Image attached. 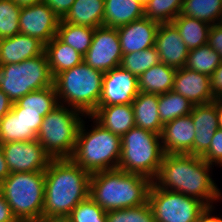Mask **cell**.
<instances>
[{
	"instance_id": "36",
	"label": "cell",
	"mask_w": 222,
	"mask_h": 222,
	"mask_svg": "<svg viewBox=\"0 0 222 222\" xmlns=\"http://www.w3.org/2000/svg\"><path fill=\"white\" fill-rule=\"evenodd\" d=\"M106 222H155L149 203L106 212Z\"/></svg>"
},
{
	"instance_id": "18",
	"label": "cell",
	"mask_w": 222,
	"mask_h": 222,
	"mask_svg": "<svg viewBox=\"0 0 222 222\" xmlns=\"http://www.w3.org/2000/svg\"><path fill=\"white\" fill-rule=\"evenodd\" d=\"M160 23L143 17L117 28L122 54L154 47Z\"/></svg>"
},
{
	"instance_id": "20",
	"label": "cell",
	"mask_w": 222,
	"mask_h": 222,
	"mask_svg": "<svg viewBox=\"0 0 222 222\" xmlns=\"http://www.w3.org/2000/svg\"><path fill=\"white\" fill-rule=\"evenodd\" d=\"M45 44L35 37L16 34L0 39V65L16 64L43 54Z\"/></svg>"
},
{
	"instance_id": "51",
	"label": "cell",
	"mask_w": 222,
	"mask_h": 222,
	"mask_svg": "<svg viewBox=\"0 0 222 222\" xmlns=\"http://www.w3.org/2000/svg\"><path fill=\"white\" fill-rule=\"evenodd\" d=\"M137 1L140 2L142 5H145L148 0H137Z\"/></svg>"
},
{
	"instance_id": "39",
	"label": "cell",
	"mask_w": 222,
	"mask_h": 222,
	"mask_svg": "<svg viewBox=\"0 0 222 222\" xmlns=\"http://www.w3.org/2000/svg\"><path fill=\"white\" fill-rule=\"evenodd\" d=\"M11 111L21 116L26 126V141L37 139V133L44 118L42 111L24 110L17 102L13 103Z\"/></svg>"
},
{
	"instance_id": "26",
	"label": "cell",
	"mask_w": 222,
	"mask_h": 222,
	"mask_svg": "<svg viewBox=\"0 0 222 222\" xmlns=\"http://www.w3.org/2000/svg\"><path fill=\"white\" fill-rule=\"evenodd\" d=\"M176 69L159 62L138 77L139 92L164 94L172 91Z\"/></svg>"
},
{
	"instance_id": "45",
	"label": "cell",
	"mask_w": 222,
	"mask_h": 222,
	"mask_svg": "<svg viewBox=\"0 0 222 222\" xmlns=\"http://www.w3.org/2000/svg\"><path fill=\"white\" fill-rule=\"evenodd\" d=\"M12 106L13 102L8 98V95L0 89V121L12 109Z\"/></svg>"
},
{
	"instance_id": "12",
	"label": "cell",
	"mask_w": 222,
	"mask_h": 222,
	"mask_svg": "<svg viewBox=\"0 0 222 222\" xmlns=\"http://www.w3.org/2000/svg\"><path fill=\"white\" fill-rule=\"evenodd\" d=\"M10 173L45 171L53 160L36 140L1 144Z\"/></svg>"
},
{
	"instance_id": "33",
	"label": "cell",
	"mask_w": 222,
	"mask_h": 222,
	"mask_svg": "<svg viewBox=\"0 0 222 222\" xmlns=\"http://www.w3.org/2000/svg\"><path fill=\"white\" fill-rule=\"evenodd\" d=\"M184 0H148L144 15L158 23H172L181 13Z\"/></svg>"
},
{
	"instance_id": "10",
	"label": "cell",
	"mask_w": 222,
	"mask_h": 222,
	"mask_svg": "<svg viewBox=\"0 0 222 222\" xmlns=\"http://www.w3.org/2000/svg\"><path fill=\"white\" fill-rule=\"evenodd\" d=\"M148 203L155 222H197L200 214L207 208L197 198L163 190L153 182L148 193Z\"/></svg>"
},
{
	"instance_id": "5",
	"label": "cell",
	"mask_w": 222,
	"mask_h": 222,
	"mask_svg": "<svg viewBox=\"0 0 222 222\" xmlns=\"http://www.w3.org/2000/svg\"><path fill=\"white\" fill-rule=\"evenodd\" d=\"M104 73L84 61L54 78L58 102L90 116L98 107Z\"/></svg>"
},
{
	"instance_id": "42",
	"label": "cell",
	"mask_w": 222,
	"mask_h": 222,
	"mask_svg": "<svg viewBox=\"0 0 222 222\" xmlns=\"http://www.w3.org/2000/svg\"><path fill=\"white\" fill-rule=\"evenodd\" d=\"M74 2L75 0H43V3L47 4L61 19L70 10Z\"/></svg>"
},
{
	"instance_id": "1",
	"label": "cell",
	"mask_w": 222,
	"mask_h": 222,
	"mask_svg": "<svg viewBox=\"0 0 222 222\" xmlns=\"http://www.w3.org/2000/svg\"><path fill=\"white\" fill-rule=\"evenodd\" d=\"M210 168L212 165L199 156L165 154L152 182L163 190L197 198L210 207L222 199L221 190L210 175Z\"/></svg>"
},
{
	"instance_id": "32",
	"label": "cell",
	"mask_w": 222,
	"mask_h": 222,
	"mask_svg": "<svg viewBox=\"0 0 222 222\" xmlns=\"http://www.w3.org/2000/svg\"><path fill=\"white\" fill-rule=\"evenodd\" d=\"M17 103L24 108V110L42 111L43 117L59 105L54 85L32 91L20 98Z\"/></svg>"
},
{
	"instance_id": "14",
	"label": "cell",
	"mask_w": 222,
	"mask_h": 222,
	"mask_svg": "<svg viewBox=\"0 0 222 222\" xmlns=\"http://www.w3.org/2000/svg\"><path fill=\"white\" fill-rule=\"evenodd\" d=\"M138 93V77L118 66L104 73L98 106L132 104Z\"/></svg>"
},
{
	"instance_id": "46",
	"label": "cell",
	"mask_w": 222,
	"mask_h": 222,
	"mask_svg": "<svg viewBox=\"0 0 222 222\" xmlns=\"http://www.w3.org/2000/svg\"><path fill=\"white\" fill-rule=\"evenodd\" d=\"M215 206L207 207L199 216L197 222H222V218L211 215Z\"/></svg>"
},
{
	"instance_id": "6",
	"label": "cell",
	"mask_w": 222,
	"mask_h": 222,
	"mask_svg": "<svg viewBox=\"0 0 222 222\" xmlns=\"http://www.w3.org/2000/svg\"><path fill=\"white\" fill-rule=\"evenodd\" d=\"M0 191L19 222L42 220L45 172L10 173L0 183Z\"/></svg>"
},
{
	"instance_id": "49",
	"label": "cell",
	"mask_w": 222,
	"mask_h": 222,
	"mask_svg": "<svg viewBox=\"0 0 222 222\" xmlns=\"http://www.w3.org/2000/svg\"><path fill=\"white\" fill-rule=\"evenodd\" d=\"M13 1L20 7L31 6L43 2V0H13Z\"/></svg>"
},
{
	"instance_id": "7",
	"label": "cell",
	"mask_w": 222,
	"mask_h": 222,
	"mask_svg": "<svg viewBox=\"0 0 222 222\" xmlns=\"http://www.w3.org/2000/svg\"><path fill=\"white\" fill-rule=\"evenodd\" d=\"M161 137L152 131L133 127L121 137L118 169L154 180L165 152Z\"/></svg>"
},
{
	"instance_id": "4",
	"label": "cell",
	"mask_w": 222,
	"mask_h": 222,
	"mask_svg": "<svg viewBox=\"0 0 222 222\" xmlns=\"http://www.w3.org/2000/svg\"><path fill=\"white\" fill-rule=\"evenodd\" d=\"M86 117L93 120L94 126L88 132L82 121L70 159L90 174L118 169L121 137L102 127L91 116Z\"/></svg>"
},
{
	"instance_id": "43",
	"label": "cell",
	"mask_w": 222,
	"mask_h": 222,
	"mask_svg": "<svg viewBox=\"0 0 222 222\" xmlns=\"http://www.w3.org/2000/svg\"><path fill=\"white\" fill-rule=\"evenodd\" d=\"M211 89L215 98L222 97V61L210 76Z\"/></svg>"
},
{
	"instance_id": "47",
	"label": "cell",
	"mask_w": 222,
	"mask_h": 222,
	"mask_svg": "<svg viewBox=\"0 0 222 222\" xmlns=\"http://www.w3.org/2000/svg\"><path fill=\"white\" fill-rule=\"evenodd\" d=\"M10 175V170L8 169L6 159L0 144V183L5 180Z\"/></svg>"
},
{
	"instance_id": "11",
	"label": "cell",
	"mask_w": 222,
	"mask_h": 222,
	"mask_svg": "<svg viewBox=\"0 0 222 222\" xmlns=\"http://www.w3.org/2000/svg\"><path fill=\"white\" fill-rule=\"evenodd\" d=\"M120 39L116 28H95L92 43L84 55V62L103 73L120 66L122 60Z\"/></svg>"
},
{
	"instance_id": "9",
	"label": "cell",
	"mask_w": 222,
	"mask_h": 222,
	"mask_svg": "<svg viewBox=\"0 0 222 222\" xmlns=\"http://www.w3.org/2000/svg\"><path fill=\"white\" fill-rule=\"evenodd\" d=\"M53 85L45 52L20 63L0 65V89L13 103L32 91Z\"/></svg>"
},
{
	"instance_id": "31",
	"label": "cell",
	"mask_w": 222,
	"mask_h": 222,
	"mask_svg": "<svg viewBox=\"0 0 222 222\" xmlns=\"http://www.w3.org/2000/svg\"><path fill=\"white\" fill-rule=\"evenodd\" d=\"M221 61L219 54L205 44L188 52L185 67L210 77Z\"/></svg>"
},
{
	"instance_id": "27",
	"label": "cell",
	"mask_w": 222,
	"mask_h": 222,
	"mask_svg": "<svg viewBox=\"0 0 222 222\" xmlns=\"http://www.w3.org/2000/svg\"><path fill=\"white\" fill-rule=\"evenodd\" d=\"M172 24L177 28L189 51L207 44L211 28L207 22L180 13Z\"/></svg>"
},
{
	"instance_id": "28",
	"label": "cell",
	"mask_w": 222,
	"mask_h": 222,
	"mask_svg": "<svg viewBox=\"0 0 222 222\" xmlns=\"http://www.w3.org/2000/svg\"><path fill=\"white\" fill-rule=\"evenodd\" d=\"M94 30L95 28L67 23L61 19L56 36L84 56L92 43Z\"/></svg>"
},
{
	"instance_id": "2",
	"label": "cell",
	"mask_w": 222,
	"mask_h": 222,
	"mask_svg": "<svg viewBox=\"0 0 222 222\" xmlns=\"http://www.w3.org/2000/svg\"><path fill=\"white\" fill-rule=\"evenodd\" d=\"M45 172L42 219L68 216L89 197L91 174L71 159H53Z\"/></svg>"
},
{
	"instance_id": "38",
	"label": "cell",
	"mask_w": 222,
	"mask_h": 222,
	"mask_svg": "<svg viewBox=\"0 0 222 222\" xmlns=\"http://www.w3.org/2000/svg\"><path fill=\"white\" fill-rule=\"evenodd\" d=\"M68 217L72 222H106V211L88 197L77 204Z\"/></svg>"
},
{
	"instance_id": "24",
	"label": "cell",
	"mask_w": 222,
	"mask_h": 222,
	"mask_svg": "<svg viewBox=\"0 0 222 222\" xmlns=\"http://www.w3.org/2000/svg\"><path fill=\"white\" fill-rule=\"evenodd\" d=\"M44 52L53 78L59 73L81 64L84 60L83 55L68 44L63 43L57 36L45 44Z\"/></svg>"
},
{
	"instance_id": "21",
	"label": "cell",
	"mask_w": 222,
	"mask_h": 222,
	"mask_svg": "<svg viewBox=\"0 0 222 222\" xmlns=\"http://www.w3.org/2000/svg\"><path fill=\"white\" fill-rule=\"evenodd\" d=\"M90 116L120 137L135 127L132 104L98 106Z\"/></svg>"
},
{
	"instance_id": "44",
	"label": "cell",
	"mask_w": 222,
	"mask_h": 222,
	"mask_svg": "<svg viewBox=\"0 0 222 222\" xmlns=\"http://www.w3.org/2000/svg\"><path fill=\"white\" fill-rule=\"evenodd\" d=\"M0 222H19L0 191Z\"/></svg>"
},
{
	"instance_id": "17",
	"label": "cell",
	"mask_w": 222,
	"mask_h": 222,
	"mask_svg": "<svg viewBox=\"0 0 222 222\" xmlns=\"http://www.w3.org/2000/svg\"><path fill=\"white\" fill-rule=\"evenodd\" d=\"M160 137L165 154L192 155L195 126L191 115L178 117L164 124Z\"/></svg>"
},
{
	"instance_id": "16",
	"label": "cell",
	"mask_w": 222,
	"mask_h": 222,
	"mask_svg": "<svg viewBox=\"0 0 222 222\" xmlns=\"http://www.w3.org/2000/svg\"><path fill=\"white\" fill-rule=\"evenodd\" d=\"M154 47L159 52L161 63L176 70L185 67L189 50L172 23H160Z\"/></svg>"
},
{
	"instance_id": "37",
	"label": "cell",
	"mask_w": 222,
	"mask_h": 222,
	"mask_svg": "<svg viewBox=\"0 0 222 222\" xmlns=\"http://www.w3.org/2000/svg\"><path fill=\"white\" fill-rule=\"evenodd\" d=\"M26 141V126L11 110L0 121V144Z\"/></svg>"
},
{
	"instance_id": "29",
	"label": "cell",
	"mask_w": 222,
	"mask_h": 222,
	"mask_svg": "<svg viewBox=\"0 0 222 222\" xmlns=\"http://www.w3.org/2000/svg\"><path fill=\"white\" fill-rule=\"evenodd\" d=\"M182 15L214 25L222 22V0H184Z\"/></svg>"
},
{
	"instance_id": "3",
	"label": "cell",
	"mask_w": 222,
	"mask_h": 222,
	"mask_svg": "<svg viewBox=\"0 0 222 222\" xmlns=\"http://www.w3.org/2000/svg\"><path fill=\"white\" fill-rule=\"evenodd\" d=\"M152 180L119 169L91 174L89 197L106 212L144 205Z\"/></svg>"
},
{
	"instance_id": "34",
	"label": "cell",
	"mask_w": 222,
	"mask_h": 222,
	"mask_svg": "<svg viewBox=\"0 0 222 222\" xmlns=\"http://www.w3.org/2000/svg\"><path fill=\"white\" fill-rule=\"evenodd\" d=\"M160 62L159 52L155 47L143 51L128 53L122 56L120 66L139 77L154 65Z\"/></svg>"
},
{
	"instance_id": "15",
	"label": "cell",
	"mask_w": 222,
	"mask_h": 222,
	"mask_svg": "<svg viewBox=\"0 0 222 222\" xmlns=\"http://www.w3.org/2000/svg\"><path fill=\"white\" fill-rule=\"evenodd\" d=\"M172 91L187 98L193 105L210 103L216 99L210 77L186 67L176 70Z\"/></svg>"
},
{
	"instance_id": "30",
	"label": "cell",
	"mask_w": 222,
	"mask_h": 222,
	"mask_svg": "<svg viewBox=\"0 0 222 222\" xmlns=\"http://www.w3.org/2000/svg\"><path fill=\"white\" fill-rule=\"evenodd\" d=\"M193 107L187 98L174 91L159 94L158 112L163 125L178 117L189 115Z\"/></svg>"
},
{
	"instance_id": "23",
	"label": "cell",
	"mask_w": 222,
	"mask_h": 222,
	"mask_svg": "<svg viewBox=\"0 0 222 222\" xmlns=\"http://www.w3.org/2000/svg\"><path fill=\"white\" fill-rule=\"evenodd\" d=\"M143 17L144 5L137 0H105L103 26L117 29Z\"/></svg>"
},
{
	"instance_id": "19",
	"label": "cell",
	"mask_w": 222,
	"mask_h": 222,
	"mask_svg": "<svg viewBox=\"0 0 222 222\" xmlns=\"http://www.w3.org/2000/svg\"><path fill=\"white\" fill-rule=\"evenodd\" d=\"M190 115L195 126L192 155L201 157L209 149L212 137L219 128L215 100L194 105Z\"/></svg>"
},
{
	"instance_id": "48",
	"label": "cell",
	"mask_w": 222,
	"mask_h": 222,
	"mask_svg": "<svg viewBox=\"0 0 222 222\" xmlns=\"http://www.w3.org/2000/svg\"><path fill=\"white\" fill-rule=\"evenodd\" d=\"M215 106L218 115V126L222 129V97L215 99Z\"/></svg>"
},
{
	"instance_id": "41",
	"label": "cell",
	"mask_w": 222,
	"mask_h": 222,
	"mask_svg": "<svg viewBox=\"0 0 222 222\" xmlns=\"http://www.w3.org/2000/svg\"><path fill=\"white\" fill-rule=\"evenodd\" d=\"M207 45L215 50L222 60V22L211 25Z\"/></svg>"
},
{
	"instance_id": "25",
	"label": "cell",
	"mask_w": 222,
	"mask_h": 222,
	"mask_svg": "<svg viewBox=\"0 0 222 222\" xmlns=\"http://www.w3.org/2000/svg\"><path fill=\"white\" fill-rule=\"evenodd\" d=\"M105 0H75L64 22L97 28L103 26Z\"/></svg>"
},
{
	"instance_id": "22",
	"label": "cell",
	"mask_w": 222,
	"mask_h": 222,
	"mask_svg": "<svg viewBox=\"0 0 222 222\" xmlns=\"http://www.w3.org/2000/svg\"><path fill=\"white\" fill-rule=\"evenodd\" d=\"M158 94L139 92L132 102L135 126L161 134L163 124L158 112Z\"/></svg>"
},
{
	"instance_id": "50",
	"label": "cell",
	"mask_w": 222,
	"mask_h": 222,
	"mask_svg": "<svg viewBox=\"0 0 222 222\" xmlns=\"http://www.w3.org/2000/svg\"><path fill=\"white\" fill-rule=\"evenodd\" d=\"M40 222H72L68 216L44 218Z\"/></svg>"
},
{
	"instance_id": "40",
	"label": "cell",
	"mask_w": 222,
	"mask_h": 222,
	"mask_svg": "<svg viewBox=\"0 0 222 222\" xmlns=\"http://www.w3.org/2000/svg\"><path fill=\"white\" fill-rule=\"evenodd\" d=\"M201 157L212 166H222V129L216 130L209 149Z\"/></svg>"
},
{
	"instance_id": "8",
	"label": "cell",
	"mask_w": 222,
	"mask_h": 222,
	"mask_svg": "<svg viewBox=\"0 0 222 222\" xmlns=\"http://www.w3.org/2000/svg\"><path fill=\"white\" fill-rule=\"evenodd\" d=\"M83 116L87 118L80 111L59 104L43 118L36 140L52 159L71 158Z\"/></svg>"
},
{
	"instance_id": "13",
	"label": "cell",
	"mask_w": 222,
	"mask_h": 222,
	"mask_svg": "<svg viewBox=\"0 0 222 222\" xmlns=\"http://www.w3.org/2000/svg\"><path fill=\"white\" fill-rule=\"evenodd\" d=\"M60 20L61 18L43 2L23 6L19 17L20 33L47 44L56 36Z\"/></svg>"
},
{
	"instance_id": "35",
	"label": "cell",
	"mask_w": 222,
	"mask_h": 222,
	"mask_svg": "<svg viewBox=\"0 0 222 222\" xmlns=\"http://www.w3.org/2000/svg\"><path fill=\"white\" fill-rule=\"evenodd\" d=\"M21 7L13 0H0V39L20 33Z\"/></svg>"
}]
</instances>
